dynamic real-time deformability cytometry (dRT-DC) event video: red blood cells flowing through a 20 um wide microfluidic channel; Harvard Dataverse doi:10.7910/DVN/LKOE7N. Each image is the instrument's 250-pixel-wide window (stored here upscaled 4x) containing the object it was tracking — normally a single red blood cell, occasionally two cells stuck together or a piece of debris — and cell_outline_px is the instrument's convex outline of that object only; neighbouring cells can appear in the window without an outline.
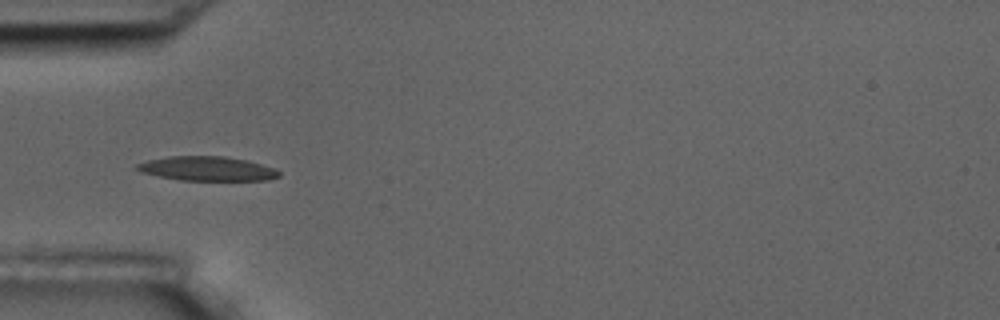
{"species": "common noctule bat (a hibernating species)", "species_latin": "Nyctalus noctula", "temperature_condition": "room temperature", "stored_images_in_passage": 10, "camera_frame_rate_fps": 3000, "um_per_image_px": 0.085, "animal": {"sex": "male", "body_mass_g": 17.5, "forearm_length_mm": 52.3}, "frame": {"image": 1, "passage_image": 6, "time_ms": 5.667, "image_size_px": [1000, 320], "cell_outline_px": [[280, 176], [268, 180], [180, 180], [140, 172], [136, 168], [136, 164], [148, 160], [168, 156], [224, 156], [244, 160], [260, 164], [272, 168], [280, 172]], "centroid_in_image_um": [17.58, 14.33], "position_along_channel_um": 67.4, "area_um2": 19.88}}
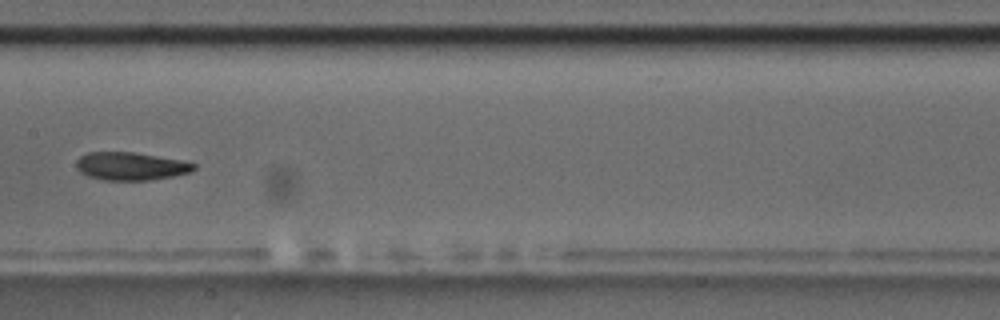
{"frame": {"image": 2, "passage_image": 9, "time_ms": 9.333, "image_size_px": [1000, 320], "cell_outline_px": [[196, 168], [192, 172], [172, 176], [148, 180], [104, 180], [88, 176], [80, 172], [76, 168], [76, 160], [80, 156], [88, 152], [132, 152], [180, 160], [196, 164]], "centroid_in_image_um": [11.09, 14.13], "position_along_channel_um": 196.3, "area_um2": 19.07}}
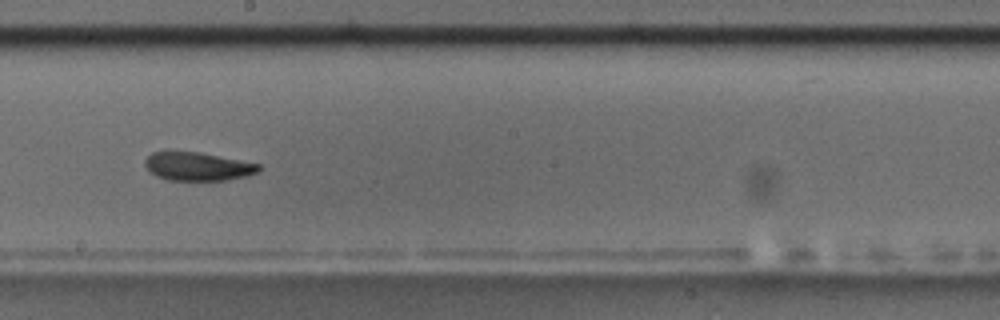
{"frame": {"image": 3, "passage_image": 10, "time_ms": 10.333, "image_size_px": [1000, 320], "cell_outline_px": [[260, 172], [244, 176], [224, 180], [168, 180], [156, 176], [144, 164], [144, 160], [152, 152], [200, 152], [260, 164]], "centroid_in_image_um": [16.81, 14.15], "position_along_channel_um": 231.4, "area_um2": 18.61}}